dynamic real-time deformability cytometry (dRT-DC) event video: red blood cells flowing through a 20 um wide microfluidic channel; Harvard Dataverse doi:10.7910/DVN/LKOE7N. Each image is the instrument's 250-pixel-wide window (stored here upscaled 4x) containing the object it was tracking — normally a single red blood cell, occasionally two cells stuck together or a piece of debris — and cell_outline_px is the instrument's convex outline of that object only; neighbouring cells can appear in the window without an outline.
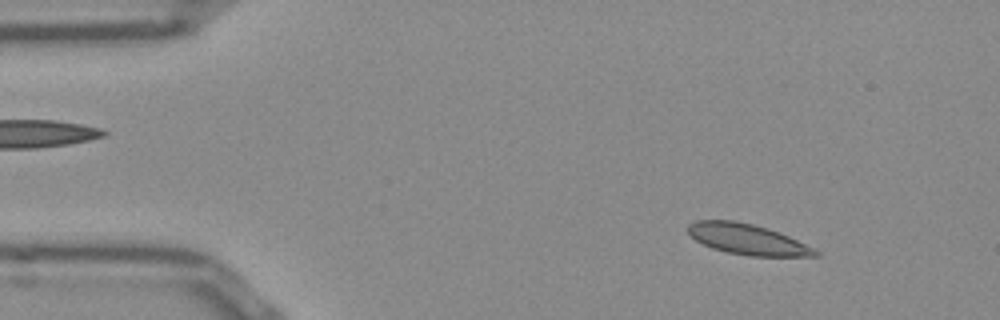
{"species": "Egyptian fruit bat (a non-hibernating species)", "species_latin": "Rousettus aegyptiacus", "temperature_condition": "room temperature", "stored_images_in_passage": 50, "camera_frame_rate_fps": 3000, "um_per_image_px": 0.085, "frame": {"image": 1, "passage_image": 4, "time_ms": 1.0, "image_size_px": [1000, 320], "cell_outline_px": [[820, 256], [748, 256], [728, 252], [712, 248], [696, 240], [688, 232], [688, 224], [696, 220], [732, 220], [752, 224], [788, 236], [820, 252]], "centroid_in_image_um": [63.49, 20.34], "position_along_channel_um": 21.5, "area_um2": 22.25}}
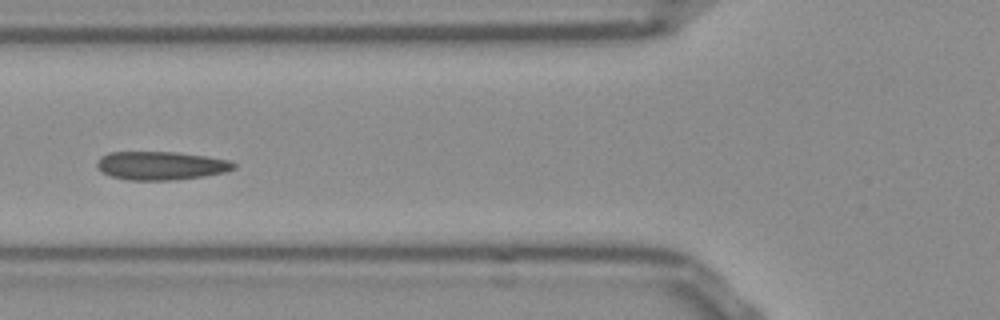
{"frame": {"image": 2, "passage_image": 17, "time_ms": 5.333, "image_size_px": [1000, 320], "cell_outline_px": [[236, 168], [224, 172], [204, 176], [172, 180], [128, 180], [112, 176], [100, 172], [96, 168], [96, 160], [100, 156], [108, 152], [176, 152], [204, 156], [228, 160], [236, 164]], "centroid_in_image_um": [13.61, 14.08], "position_along_channel_um": 112.2, "area_um2": 22.77}}
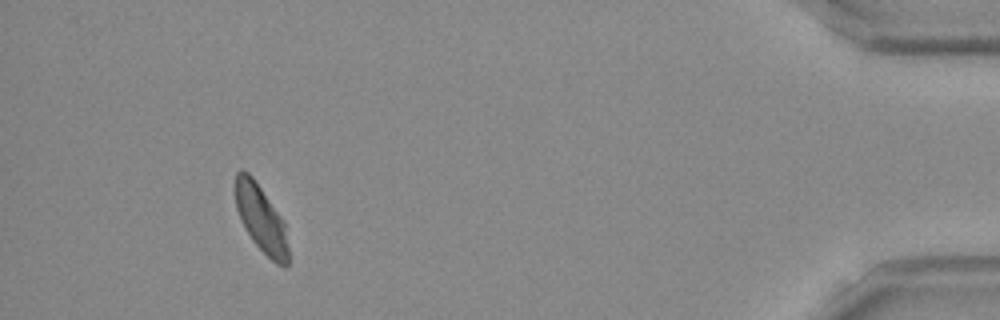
{"frame": {"image": 3, "passage_image": 46, "time_ms": 15.0, "image_size_px": [1000, 320], "cell_outline_px": [[288, 264], [284, 268], [276, 264], [252, 240], [236, 208], [236, 172], [240, 168], [248, 172], [252, 176], [284, 220], [288, 248]], "centroid_in_image_um": [22.21, 18.59], "position_along_channel_um": 413.0, "area_um2": 20.35}, "authors_computed_cell_mechanics": {"area_um2": 22.253, "velocity_mm_per_s": 3.8251, "shape_relaxation_time_tau1_ms": 6.4858, "shape_relaxation_time_tau2_ms": 1.3429, "deformation_change_tau1": 0.1185, "deformation_change_tau2": 0.0644}}